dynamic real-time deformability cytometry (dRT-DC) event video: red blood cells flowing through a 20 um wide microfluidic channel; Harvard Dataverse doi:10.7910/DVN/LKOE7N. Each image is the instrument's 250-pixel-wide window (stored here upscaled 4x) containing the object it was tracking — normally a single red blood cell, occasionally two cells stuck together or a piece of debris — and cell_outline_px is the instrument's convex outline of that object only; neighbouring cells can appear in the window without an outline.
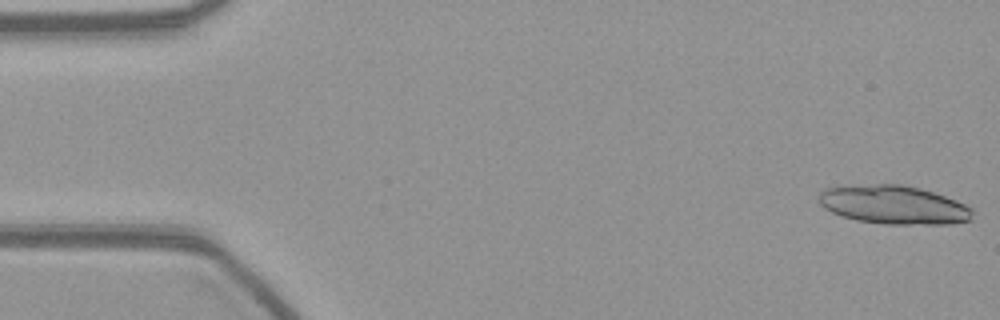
{"species": "common noctule bat (a hibernating species)", "species_latin": "Nyctalus noctula", "temperature_condition": "warm", "stored_images_in_passage": 25, "camera_frame_rate_fps": 3000, "um_per_image_px": 0.085, "animal": {"sex": "female", "body_mass_g": 21.9}, "frame": {"image": 1, "passage_image": 1, "time_ms": 0.0, "image_size_px": [1000, 320], "cell_outline_px": [[972, 220], [952, 224], [884, 224], [856, 220], [840, 216], [824, 208], [820, 204], [820, 192], [824, 188], [836, 184], [904, 184], [920, 188], [956, 200], [972, 208]], "centroid_in_image_um": [75.91, 17.39], "position_along_channel_um": 9.1, "area_um2": 35.14}}
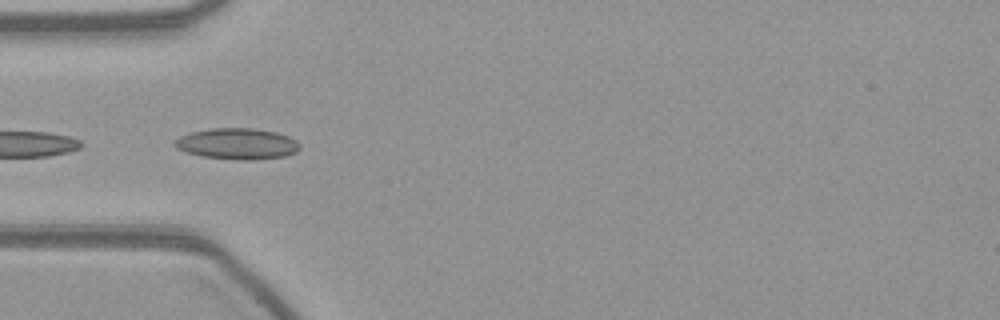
{"frame": {"image": 2, "passage_image": 17, "time_ms": 5.333, "image_size_px": [1000, 320], "cell_outline_px": [[300, 148], [296, 152], [284, 156], [252, 160], [236, 160], [204, 156], [188, 152], [176, 148], [172, 144], [172, 140], [180, 136], [192, 132], [212, 128], [252, 128], [276, 132], [288, 136], [296, 140], [300, 144]], "centroid_in_image_um": [20.16, 12.22], "position_along_channel_um": 64.8, "area_um2": 22.66}}